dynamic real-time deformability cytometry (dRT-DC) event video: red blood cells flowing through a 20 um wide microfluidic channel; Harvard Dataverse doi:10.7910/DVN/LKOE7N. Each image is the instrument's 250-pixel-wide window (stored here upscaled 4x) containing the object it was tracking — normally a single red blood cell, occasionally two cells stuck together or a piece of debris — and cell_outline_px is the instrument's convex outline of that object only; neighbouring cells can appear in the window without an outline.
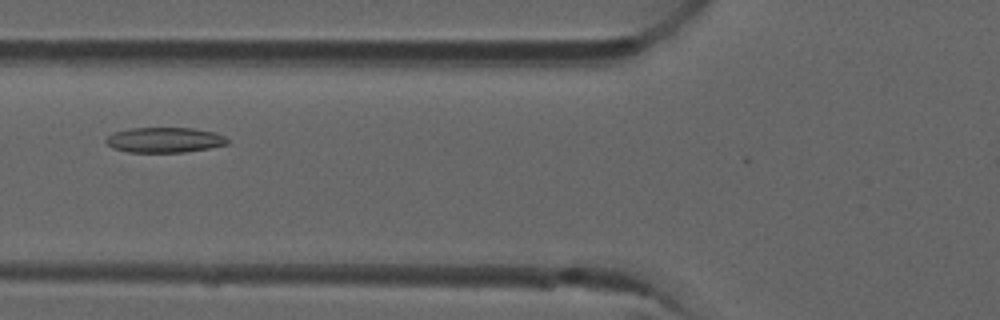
{"species": "common noctule bat (a hibernating species)", "species_latin": "Nyctalus noctula", "temperature_condition": "room temperature", "stored_images_in_passage": 9, "camera_frame_rate_fps": 3000, "um_per_image_px": 0.085, "animal": {"sex": "male", "forearm_length_mm": 52.5}, "frame": {"image": 1, "passage_image": 5, "time_ms": 1.333, "image_size_px": [1000, 320], "cell_outline_px": [[228, 144], [208, 148], [184, 152], [128, 152], [112, 148], [104, 140], [108, 136], [116, 132], [132, 128], [192, 128], [216, 132], [224, 136], [228, 140]], "centroid_in_image_um": [14.0, 11.89], "position_along_channel_um": 111.8, "area_um2": 17.74}}